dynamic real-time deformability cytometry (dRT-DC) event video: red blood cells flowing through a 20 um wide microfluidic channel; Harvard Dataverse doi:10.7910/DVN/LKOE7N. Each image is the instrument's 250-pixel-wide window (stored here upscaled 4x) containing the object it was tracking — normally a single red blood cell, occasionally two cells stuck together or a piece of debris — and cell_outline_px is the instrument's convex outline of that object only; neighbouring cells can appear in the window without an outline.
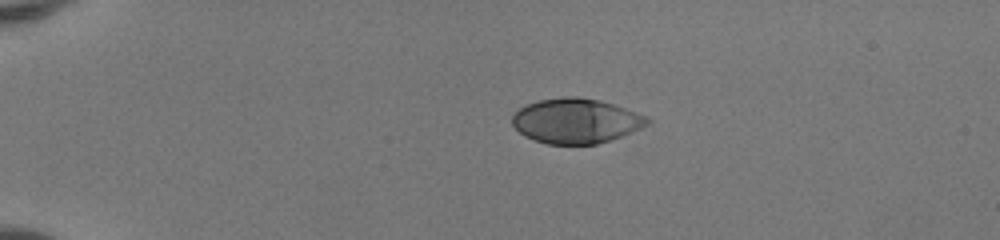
{"species": "human", "species_latin": "Homo sapiens", "temperature_condition": "room temperature", "stored_images_in_passage": 30, "camera_frame_rate_fps": 3000, "um_per_image_px": 0.085, "donor": {"sex": "female"}, "frame": {"image": 1, "passage_image": 1, "time_ms": 0.0, "image_size_px": [1000, 240], "cell_outline_px": [[600, 140], [592, 144], [556, 144], [540, 140], [528, 136], [520, 128], [520, 112], [524, 108], [532, 104], [548, 100], [592, 100]], "centroid_in_image_um": [47.69, 10.36], "position_along_channel_um": 37.3, "area_um2": 21.85}}
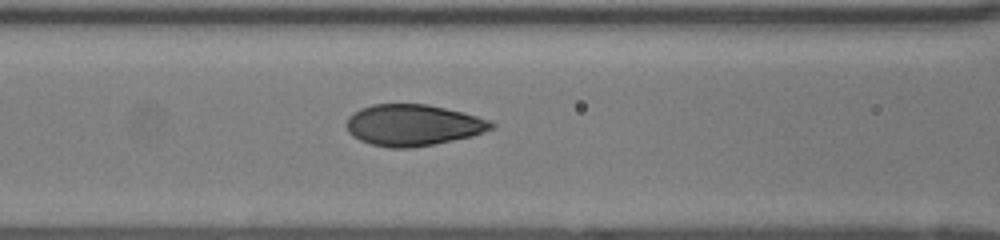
{"frame": {"image": 2, "passage_image": 13, "time_ms": 4.0, "image_size_px": [1000, 240], "cell_outline_px": [[488, 124], [484, 128], [476, 132], [464, 136], [424, 144], [380, 144], [368, 140], [352, 132], [348, 124], [360, 112], [368, 108], [384, 104], [416, 104], [456, 112], [468, 116]], "centroid_in_image_um": [35.03, 10.58], "position_along_channel_um": 131.6, "area_um2": 29.42}}
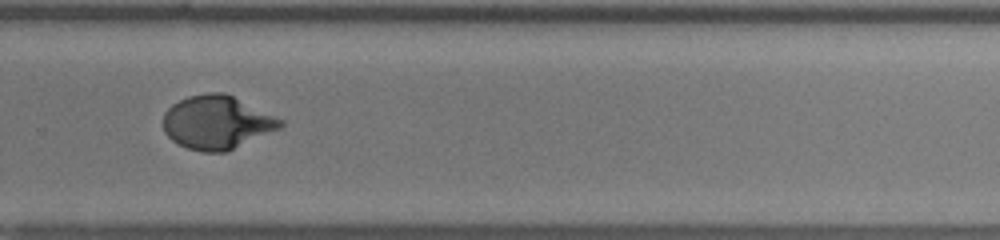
{"frame": {"image": 3, "passage_image": 26, "time_ms": 8.333, "image_size_px": [1000, 240], "cell_outline_px": [[276, 124], [228, 148], [196, 148], [184, 144], [176, 140], [168, 132], [180, 104], [184, 100], [196, 96], [228, 96]], "centroid_in_image_um": [18.32, 10.41], "position_along_channel_um": 311.5, "area_um2": 28.09}}